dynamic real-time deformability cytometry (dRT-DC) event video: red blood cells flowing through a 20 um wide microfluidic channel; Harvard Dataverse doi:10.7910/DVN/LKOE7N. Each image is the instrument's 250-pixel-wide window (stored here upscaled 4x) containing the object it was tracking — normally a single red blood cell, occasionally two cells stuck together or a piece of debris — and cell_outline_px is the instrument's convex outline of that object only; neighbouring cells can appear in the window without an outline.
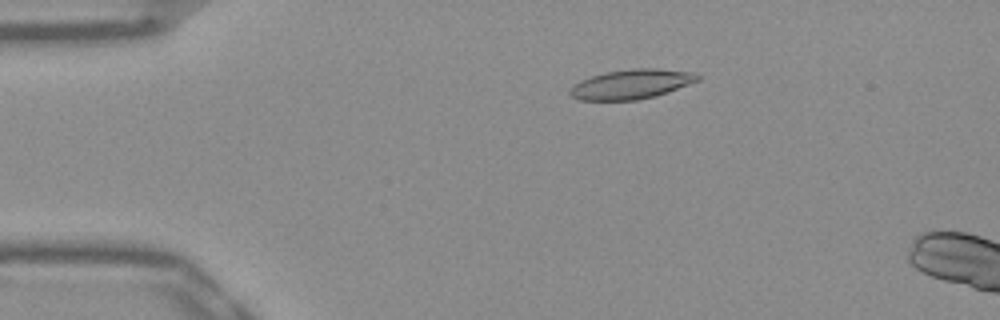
{"species": "Egyptian fruit bat (a non-hibernating species)", "species_latin": "Rousettus aegyptiacus", "temperature_condition": "warm", "stored_images_in_passage": 6, "camera_frame_rate_fps": 3000, "um_per_image_px": 0.085, "frame": {"image": 1, "passage_image": 1, "time_ms": 0.0, "image_size_px": [1000, 320], "cell_outline_px": [[700, 80], [668, 92], [656, 96], [636, 100], [580, 100], [572, 96], [568, 92], [568, 88], [572, 84], [580, 80], [604, 72], [632, 68], [656, 68], [696, 72], [700, 76]], "centroid_in_image_um": [53.66, 7.14], "position_along_channel_um": 31.3, "area_um2": 22.31}}